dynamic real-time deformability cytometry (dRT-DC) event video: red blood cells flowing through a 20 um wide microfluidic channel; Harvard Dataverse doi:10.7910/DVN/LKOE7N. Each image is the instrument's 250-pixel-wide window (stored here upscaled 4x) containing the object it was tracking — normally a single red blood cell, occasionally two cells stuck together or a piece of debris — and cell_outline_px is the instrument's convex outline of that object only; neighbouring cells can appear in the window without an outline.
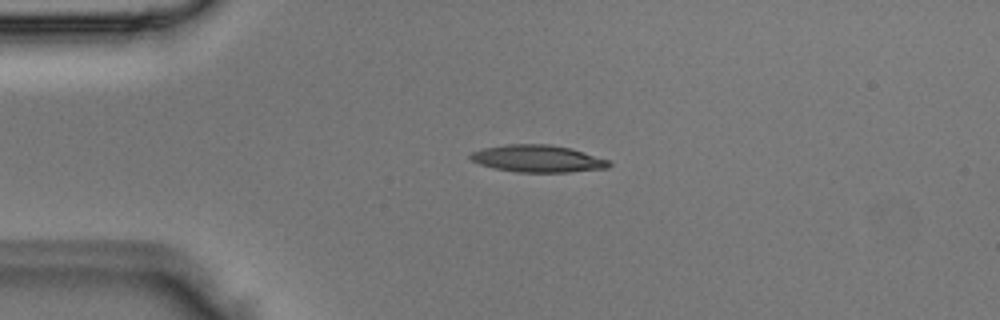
{"species": "Egyptian fruit bat (a non-hibernating species)", "species_latin": "Rousettus aegyptiacus", "temperature_condition": "room temperature", "stored_images_in_passage": 1, "camera_frame_rate_fps": 3000, "um_per_image_px": 0.085, "animal": {"sex": "male"}, "frame": {"image": 1, "passage_image": 1, "time_ms": 0.0, "image_size_px": [1000, 320], "cell_outline_px": [[612, 164], [608, 168], [568, 172], [516, 172], [496, 168], [480, 164], [472, 160], [468, 156], [472, 152], [484, 148], [508, 144], [548, 144], [572, 148], [608, 160]], "centroid_in_image_um": [45.72, 13.48], "position_along_channel_um": 39.3, "area_um2": 21.79}}